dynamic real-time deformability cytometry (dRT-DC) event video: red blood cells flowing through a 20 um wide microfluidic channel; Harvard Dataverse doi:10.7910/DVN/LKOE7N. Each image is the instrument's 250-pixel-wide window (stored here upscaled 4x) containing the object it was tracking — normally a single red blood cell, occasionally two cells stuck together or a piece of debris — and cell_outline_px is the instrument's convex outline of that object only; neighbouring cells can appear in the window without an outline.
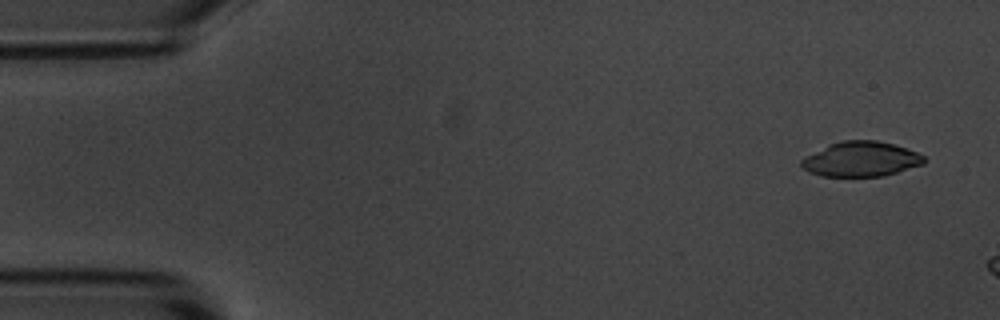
{"species": "common noctule bat (a hibernating species)", "species_latin": "Nyctalus noctula", "temperature_condition": "room temperature", "stored_images_in_passage": 3, "camera_frame_rate_fps": 3000, "um_per_image_px": 0.085, "animal": {"sex": "male", "body_mass_g": 20.1, "forearm_length_mm": 53.5}, "frame": {"image": 1, "passage_image": 1, "time_ms": 0.0, "image_size_px": [1000, 320], "cell_outline_px": [[928, 160], [924, 164], [884, 176], [820, 176], [808, 172], [800, 164], [800, 160], [828, 144], [840, 140], [876, 140], [892, 144], [916, 152], [924, 156]], "centroid_in_image_um": [73.18, 13.53], "position_along_channel_um": 11.8, "area_um2": 24.97}}